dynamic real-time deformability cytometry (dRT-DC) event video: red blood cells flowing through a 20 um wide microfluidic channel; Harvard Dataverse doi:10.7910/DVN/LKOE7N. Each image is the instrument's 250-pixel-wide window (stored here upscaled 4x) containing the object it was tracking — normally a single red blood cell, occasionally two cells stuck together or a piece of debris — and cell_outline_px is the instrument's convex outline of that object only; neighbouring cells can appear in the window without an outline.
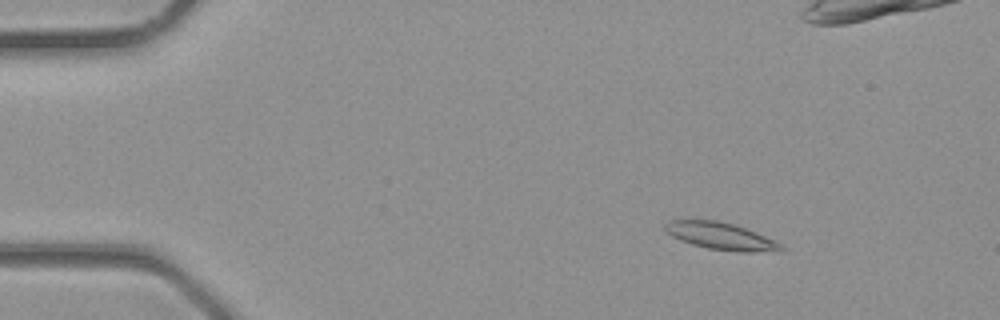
{"species": "common noctule bat (a hibernating species)", "species_latin": "Nyctalus noctula", "temperature_condition": "room temperature", "stored_images_in_passage": 5, "camera_frame_rate_fps": 3000, "um_per_image_px": 0.085, "animal": {"sex": "male", "body_mass_g": 23.1, "forearm_length_mm": 52.7}, "frame": {"image": 1, "passage_image": 2, "time_ms": 0.333, "image_size_px": [1000, 320], "cell_outline_px": [[784, 248], [752, 252], [740, 252], [708, 248], [692, 244], [680, 240], [672, 236], [664, 228], [664, 224], [668, 220], [716, 220], [732, 224], [756, 232], [776, 240]], "centroid_in_image_um": [61.21, 20.05], "position_along_channel_um": 23.8, "area_um2": 17.92}}
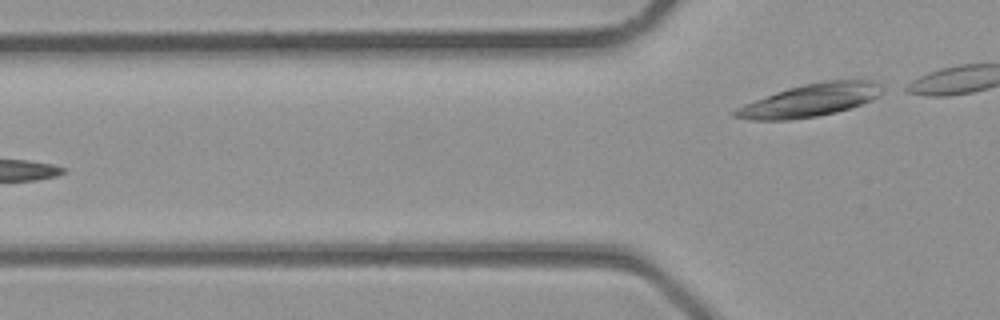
{"frame": {"image": 2, "passage_image": 5, "time_ms": 1.333, "image_size_px": [1000, 320], "cell_outline_px": [[880, 96], [872, 100], [836, 112], [816, 116], [792, 120], [748, 120], [732, 116], [732, 112], [736, 108], [744, 104], [776, 92], [788, 88], [804, 84], [824, 80], [872, 80], [880, 84]], "centroid_in_image_um": [68.82, 8.53], "position_along_channel_um": 57.0, "area_um2": 27.92}}